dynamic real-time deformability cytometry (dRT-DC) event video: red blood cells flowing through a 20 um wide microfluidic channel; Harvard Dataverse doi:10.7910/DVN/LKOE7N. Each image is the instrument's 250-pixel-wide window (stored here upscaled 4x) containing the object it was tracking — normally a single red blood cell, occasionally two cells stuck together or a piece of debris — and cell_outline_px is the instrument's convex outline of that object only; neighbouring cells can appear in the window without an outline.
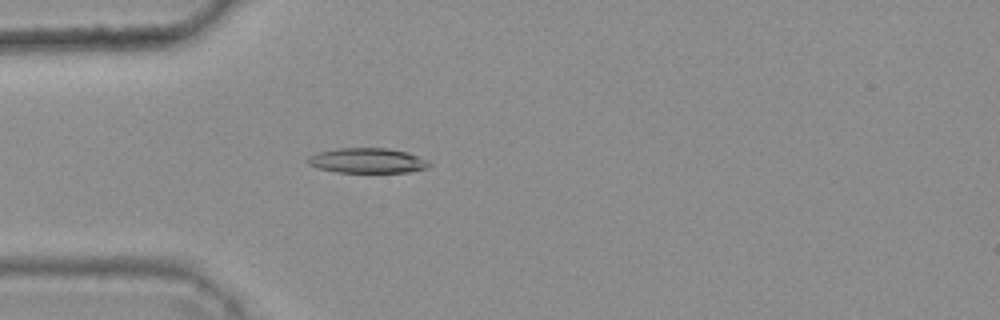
{"species": "common noctule bat (a hibernating species)", "species_latin": "Nyctalus noctula", "temperature_condition": "warm", "stored_images_in_passage": 43, "camera_frame_rate_fps": 3000, "um_per_image_px": 0.085, "animal": {"sex": "female", "body_mass_g": 25.1}, "frame": {"image": 1, "passage_image": 11, "time_ms": 3.333, "image_size_px": [1000, 320], "cell_outline_px": [[432, 164], [428, 168], [408, 172], [336, 172], [316, 168], [308, 164], [304, 160], [308, 156], [316, 152], [336, 148], [388, 148], [408, 152], [428, 160]], "centroid_in_image_um": [31.19, 13.64], "position_along_channel_um": 53.8, "area_um2": 18.03}}
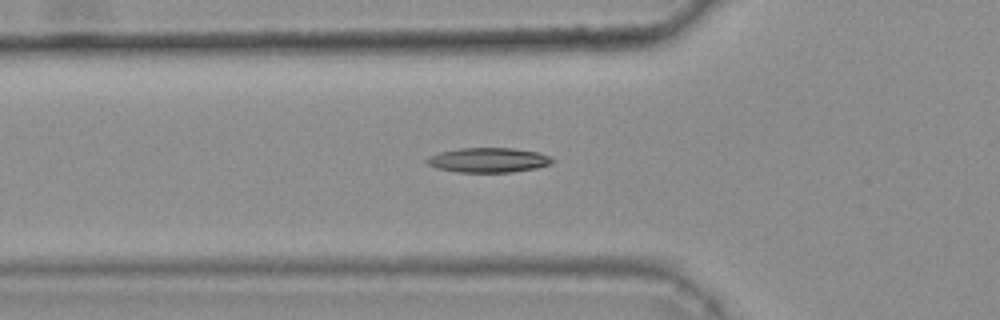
{"frame": {"image": 2, "passage_image": 14, "time_ms": 4.333, "image_size_px": [1000, 320], "cell_outline_px": [[556, 160], [552, 164], [536, 168], [512, 172], [456, 172], [436, 168], [428, 164], [424, 160], [428, 156], [440, 152], [460, 148], [512, 148], [536, 152], [548, 156]], "centroid_in_image_um": [41.49, 13.61], "position_along_channel_um": 84.3, "area_um2": 18.09}}
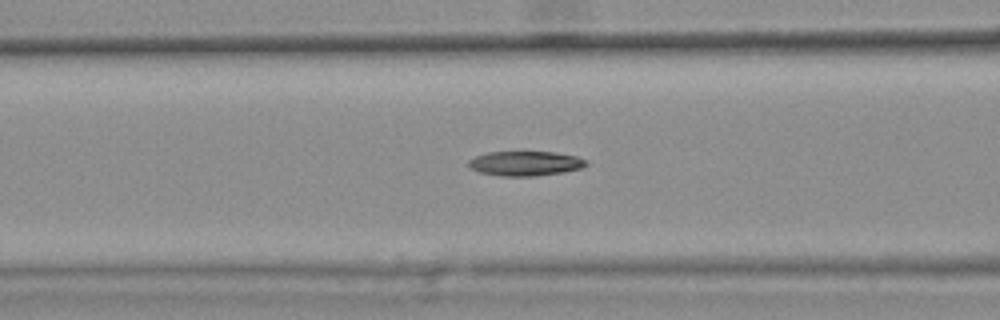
{"frame": {"image": 3, "passage_image": 17, "time_ms": 5.333, "image_size_px": [1000, 320], "cell_outline_px": [[588, 164], [580, 168], [564, 172], [536, 176], [500, 176], [480, 172], [472, 168], [468, 164], [468, 160], [476, 156], [488, 152], [556, 152], [576, 156], [588, 160]], "centroid_in_image_um": [44.68, 13.89], "position_along_channel_um": 121.9, "area_um2": 16.88}}